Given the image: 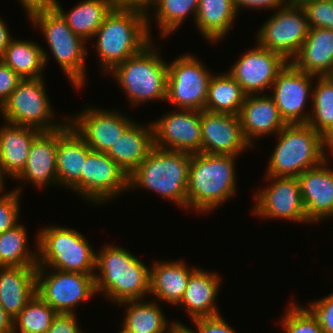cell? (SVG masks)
<instances>
[{"label": "cell", "instance_id": "obj_1", "mask_svg": "<svg viewBox=\"0 0 333 333\" xmlns=\"http://www.w3.org/2000/svg\"><path fill=\"white\" fill-rule=\"evenodd\" d=\"M149 15L139 9L113 8L105 17L93 36L104 75L152 42Z\"/></svg>", "mask_w": 333, "mask_h": 333}, {"label": "cell", "instance_id": "obj_2", "mask_svg": "<svg viewBox=\"0 0 333 333\" xmlns=\"http://www.w3.org/2000/svg\"><path fill=\"white\" fill-rule=\"evenodd\" d=\"M236 157L202 152L191 154L187 208L208 213L236 194Z\"/></svg>", "mask_w": 333, "mask_h": 333}, {"label": "cell", "instance_id": "obj_3", "mask_svg": "<svg viewBox=\"0 0 333 333\" xmlns=\"http://www.w3.org/2000/svg\"><path fill=\"white\" fill-rule=\"evenodd\" d=\"M104 248V249H103ZM96 254L95 289L116 304L141 299L150 288V267L121 246L106 245Z\"/></svg>", "mask_w": 333, "mask_h": 333}, {"label": "cell", "instance_id": "obj_4", "mask_svg": "<svg viewBox=\"0 0 333 333\" xmlns=\"http://www.w3.org/2000/svg\"><path fill=\"white\" fill-rule=\"evenodd\" d=\"M269 160L266 176L298 177L327 160L330 143L308 123L286 124Z\"/></svg>", "mask_w": 333, "mask_h": 333}, {"label": "cell", "instance_id": "obj_5", "mask_svg": "<svg viewBox=\"0 0 333 333\" xmlns=\"http://www.w3.org/2000/svg\"><path fill=\"white\" fill-rule=\"evenodd\" d=\"M191 154L154 146L129 175V188L155 191L182 208L187 207V185Z\"/></svg>", "mask_w": 333, "mask_h": 333}, {"label": "cell", "instance_id": "obj_6", "mask_svg": "<svg viewBox=\"0 0 333 333\" xmlns=\"http://www.w3.org/2000/svg\"><path fill=\"white\" fill-rule=\"evenodd\" d=\"M37 266L65 272L96 273V254L89 241L75 229L47 226L37 235Z\"/></svg>", "mask_w": 333, "mask_h": 333}, {"label": "cell", "instance_id": "obj_7", "mask_svg": "<svg viewBox=\"0 0 333 333\" xmlns=\"http://www.w3.org/2000/svg\"><path fill=\"white\" fill-rule=\"evenodd\" d=\"M147 45L140 53L116 65L109 74L116 77L131 105L154 99L165 101L168 67L157 50Z\"/></svg>", "mask_w": 333, "mask_h": 333}, {"label": "cell", "instance_id": "obj_8", "mask_svg": "<svg viewBox=\"0 0 333 333\" xmlns=\"http://www.w3.org/2000/svg\"><path fill=\"white\" fill-rule=\"evenodd\" d=\"M31 22L42 31L50 50L62 71L76 89L85 84L86 41L76 35L55 10L38 11L29 16Z\"/></svg>", "mask_w": 333, "mask_h": 333}, {"label": "cell", "instance_id": "obj_9", "mask_svg": "<svg viewBox=\"0 0 333 333\" xmlns=\"http://www.w3.org/2000/svg\"><path fill=\"white\" fill-rule=\"evenodd\" d=\"M44 78L22 79L9 99L0 108L5 122L28 126L39 131H52L62 127L54 123V110L46 94ZM51 121V122H50Z\"/></svg>", "mask_w": 333, "mask_h": 333}, {"label": "cell", "instance_id": "obj_10", "mask_svg": "<svg viewBox=\"0 0 333 333\" xmlns=\"http://www.w3.org/2000/svg\"><path fill=\"white\" fill-rule=\"evenodd\" d=\"M274 13L258 30L256 41L261 47L279 53L290 62L307 38V16L297 0H290Z\"/></svg>", "mask_w": 333, "mask_h": 333}, {"label": "cell", "instance_id": "obj_11", "mask_svg": "<svg viewBox=\"0 0 333 333\" xmlns=\"http://www.w3.org/2000/svg\"><path fill=\"white\" fill-rule=\"evenodd\" d=\"M37 266L36 293L57 313L73 314L75 306L97 294L95 273L65 272Z\"/></svg>", "mask_w": 333, "mask_h": 333}, {"label": "cell", "instance_id": "obj_12", "mask_svg": "<svg viewBox=\"0 0 333 333\" xmlns=\"http://www.w3.org/2000/svg\"><path fill=\"white\" fill-rule=\"evenodd\" d=\"M190 54L167 64L166 100L179 109L204 110L212 73Z\"/></svg>", "mask_w": 333, "mask_h": 333}, {"label": "cell", "instance_id": "obj_13", "mask_svg": "<svg viewBox=\"0 0 333 333\" xmlns=\"http://www.w3.org/2000/svg\"><path fill=\"white\" fill-rule=\"evenodd\" d=\"M129 188V176L105 152L91 150L81 172V196L103 204Z\"/></svg>", "mask_w": 333, "mask_h": 333}, {"label": "cell", "instance_id": "obj_14", "mask_svg": "<svg viewBox=\"0 0 333 333\" xmlns=\"http://www.w3.org/2000/svg\"><path fill=\"white\" fill-rule=\"evenodd\" d=\"M266 180H270V186L259 190L255 195L253 214L263 219H287L309 224L297 177L266 176Z\"/></svg>", "mask_w": 333, "mask_h": 333}, {"label": "cell", "instance_id": "obj_15", "mask_svg": "<svg viewBox=\"0 0 333 333\" xmlns=\"http://www.w3.org/2000/svg\"><path fill=\"white\" fill-rule=\"evenodd\" d=\"M178 110L180 111H171L151 122L154 146L190 154L202 152L201 111Z\"/></svg>", "mask_w": 333, "mask_h": 333}, {"label": "cell", "instance_id": "obj_16", "mask_svg": "<svg viewBox=\"0 0 333 333\" xmlns=\"http://www.w3.org/2000/svg\"><path fill=\"white\" fill-rule=\"evenodd\" d=\"M316 76L297 69L291 62L278 73L271 88L274 102L287 124L307 123L310 113L305 112L307 99L312 96V80ZM305 112V113H304Z\"/></svg>", "mask_w": 333, "mask_h": 333}, {"label": "cell", "instance_id": "obj_17", "mask_svg": "<svg viewBox=\"0 0 333 333\" xmlns=\"http://www.w3.org/2000/svg\"><path fill=\"white\" fill-rule=\"evenodd\" d=\"M256 45L244 53L228 72L246 95L263 94L267 88L271 89L278 73L288 63L279 53L258 43Z\"/></svg>", "mask_w": 333, "mask_h": 333}, {"label": "cell", "instance_id": "obj_18", "mask_svg": "<svg viewBox=\"0 0 333 333\" xmlns=\"http://www.w3.org/2000/svg\"><path fill=\"white\" fill-rule=\"evenodd\" d=\"M85 109L67 120L93 151L106 153L134 122L116 110Z\"/></svg>", "mask_w": 333, "mask_h": 333}, {"label": "cell", "instance_id": "obj_19", "mask_svg": "<svg viewBox=\"0 0 333 333\" xmlns=\"http://www.w3.org/2000/svg\"><path fill=\"white\" fill-rule=\"evenodd\" d=\"M200 124L202 153L238 156L251 147L238 115L201 110Z\"/></svg>", "mask_w": 333, "mask_h": 333}, {"label": "cell", "instance_id": "obj_20", "mask_svg": "<svg viewBox=\"0 0 333 333\" xmlns=\"http://www.w3.org/2000/svg\"><path fill=\"white\" fill-rule=\"evenodd\" d=\"M328 161L297 177L306 217L311 223L333 217V170L327 168Z\"/></svg>", "mask_w": 333, "mask_h": 333}, {"label": "cell", "instance_id": "obj_21", "mask_svg": "<svg viewBox=\"0 0 333 333\" xmlns=\"http://www.w3.org/2000/svg\"><path fill=\"white\" fill-rule=\"evenodd\" d=\"M59 127L56 150V171L58 184L66 186L81 195V172L87 154L91 151L85 140L73 129L68 120Z\"/></svg>", "mask_w": 333, "mask_h": 333}, {"label": "cell", "instance_id": "obj_22", "mask_svg": "<svg viewBox=\"0 0 333 333\" xmlns=\"http://www.w3.org/2000/svg\"><path fill=\"white\" fill-rule=\"evenodd\" d=\"M246 95L239 113V119L245 140L254 145V139L269 134H277L287 123L272 96L265 93ZM258 137V138H257Z\"/></svg>", "mask_w": 333, "mask_h": 333}, {"label": "cell", "instance_id": "obj_23", "mask_svg": "<svg viewBox=\"0 0 333 333\" xmlns=\"http://www.w3.org/2000/svg\"><path fill=\"white\" fill-rule=\"evenodd\" d=\"M59 128L41 131L33 140L24 170L15 178L32 182L38 188L55 183L58 185L56 171V150Z\"/></svg>", "mask_w": 333, "mask_h": 333}, {"label": "cell", "instance_id": "obj_24", "mask_svg": "<svg viewBox=\"0 0 333 333\" xmlns=\"http://www.w3.org/2000/svg\"><path fill=\"white\" fill-rule=\"evenodd\" d=\"M0 129V175L15 179L25 168L34 138L41 132L35 128L4 122Z\"/></svg>", "mask_w": 333, "mask_h": 333}, {"label": "cell", "instance_id": "obj_25", "mask_svg": "<svg viewBox=\"0 0 333 333\" xmlns=\"http://www.w3.org/2000/svg\"><path fill=\"white\" fill-rule=\"evenodd\" d=\"M37 266L0 267V304L13 319L36 294Z\"/></svg>", "mask_w": 333, "mask_h": 333}, {"label": "cell", "instance_id": "obj_26", "mask_svg": "<svg viewBox=\"0 0 333 333\" xmlns=\"http://www.w3.org/2000/svg\"><path fill=\"white\" fill-rule=\"evenodd\" d=\"M221 277L217 273L196 269L189 277L184 295L176 305H181L190 319L220 315L216 305Z\"/></svg>", "mask_w": 333, "mask_h": 333}, {"label": "cell", "instance_id": "obj_27", "mask_svg": "<svg viewBox=\"0 0 333 333\" xmlns=\"http://www.w3.org/2000/svg\"><path fill=\"white\" fill-rule=\"evenodd\" d=\"M146 126L134 121L106 152L128 176L154 147L152 123Z\"/></svg>", "mask_w": 333, "mask_h": 333}, {"label": "cell", "instance_id": "obj_28", "mask_svg": "<svg viewBox=\"0 0 333 333\" xmlns=\"http://www.w3.org/2000/svg\"><path fill=\"white\" fill-rule=\"evenodd\" d=\"M290 62L307 74L328 76L333 69V31L309 28L300 51Z\"/></svg>", "mask_w": 333, "mask_h": 333}, {"label": "cell", "instance_id": "obj_29", "mask_svg": "<svg viewBox=\"0 0 333 333\" xmlns=\"http://www.w3.org/2000/svg\"><path fill=\"white\" fill-rule=\"evenodd\" d=\"M197 267L189 268L184 261H156L150 268L149 294L157 300L177 305L187 286L190 275Z\"/></svg>", "mask_w": 333, "mask_h": 333}, {"label": "cell", "instance_id": "obj_30", "mask_svg": "<svg viewBox=\"0 0 333 333\" xmlns=\"http://www.w3.org/2000/svg\"><path fill=\"white\" fill-rule=\"evenodd\" d=\"M237 16L232 0H199L195 25L209 42L222 40Z\"/></svg>", "mask_w": 333, "mask_h": 333}, {"label": "cell", "instance_id": "obj_31", "mask_svg": "<svg viewBox=\"0 0 333 333\" xmlns=\"http://www.w3.org/2000/svg\"><path fill=\"white\" fill-rule=\"evenodd\" d=\"M58 1L55 10L66 21L71 30L85 41L93 40L94 34L105 17L113 9L111 0H85L76 5L69 13L64 12Z\"/></svg>", "mask_w": 333, "mask_h": 333}, {"label": "cell", "instance_id": "obj_32", "mask_svg": "<svg viewBox=\"0 0 333 333\" xmlns=\"http://www.w3.org/2000/svg\"><path fill=\"white\" fill-rule=\"evenodd\" d=\"M47 54L38 43L13 38L0 59L22 79L39 78L48 63Z\"/></svg>", "mask_w": 333, "mask_h": 333}, {"label": "cell", "instance_id": "obj_33", "mask_svg": "<svg viewBox=\"0 0 333 333\" xmlns=\"http://www.w3.org/2000/svg\"><path fill=\"white\" fill-rule=\"evenodd\" d=\"M142 299L127 300L118 305H127L122 327L133 333H165L169 331L174 321L169 325L164 312L156 301Z\"/></svg>", "mask_w": 333, "mask_h": 333}, {"label": "cell", "instance_id": "obj_34", "mask_svg": "<svg viewBox=\"0 0 333 333\" xmlns=\"http://www.w3.org/2000/svg\"><path fill=\"white\" fill-rule=\"evenodd\" d=\"M246 94L240 84L229 74L212 75L204 110L239 115Z\"/></svg>", "mask_w": 333, "mask_h": 333}, {"label": "cell", "instance_id": "obj_35", "mask_svg": "<svg viewBox=\"0 0 333 333\" xmlns=\"http://www.w3.org/2000/svg\"><path fill=\"white\" fill-rule=\"evenodd\" d=\"M316 79L311 96L313 112L307 123L330 143L333 140V81L329 76H316Z\"/></svg>", "mask_w": 333, "mask_h": 333}, {"label": "cell", "instance_id": "obj_36", "mask_svg": "<svg viewBox=\"0 0 333 333\" xmlns=\"http://www.w3.org/2000/svg\"><path fill=\"white\" fill-rule=\"evenodd\" d=\"M27 235L26 228L20 222L0 234V267L37 266V250L35 253L29 251Z\"/></svg>", "mask_w": 333, "mask_h": 333}, {"label": "cell", "instance_id": "obj_37", "mask_svg": "<svg viewBox=\"0 0 333 333\" xmlns=\"http://www.w3.org/2000/svg\"><path fill=\"white\" fill-rule=\"evenodd\" d=\"M56 314L36 293L13 319V333H47Z\"/></svg>", "mask_w": 333, "mask_h": 333}, {"label": "cell", "instance_id": "obj_38", "mask_svg": "<svg viewBox=\"0 0 333 333\" xmlns=\"http://www.w3.org/2000/svg\"><path fill=\"white\" fill-rule=\"evenodd\" d=\"M152 5L155 9L156 24L159 25L160 34L164 38L180 27L189 14L193 13L195 19L199 0H154Z\"/></svg>", "mask_w": 333, "mask_h": 333}, {"label": "cell", "instance_id": "obj_39", "mask_svg": "<svg viewBox=\"0 0 333 333\" xmlns=\"http://www.w3.org/2000/svg\"><path fill=\"white\" fill-rule=\"evenodd\" d=\"M279 322L284 333H324L318 319L307 307L291 303Z\"/></svg>", "mask_w": 333, "mask_h": 333}, {"label": "cell", "instance_id": "obj_40", "mask_svg": "<svg viewBox=\"0 0 333 333\" xmlns=\"http://www.w3.org/2000/svg\"><path fill=\"white\" fill-rule=\"evenodd\" d=\"M305 10L309 28L333 31V0H297Z\"/></svg>", "mask_w": 333, "mask_h": 333}, {"label": "cell", "instance_id": "obj_41", "mask_svg": "<svg viewBox=\"0 0 333 333\" xmlns=\"http://www.w3.org/2000/svg\"><path fill=\"white\" fill-rule=\"evenodd\" d=\"M21 186L0 195V234L19 223Z\"/></svg>", "mask_w": 333, "mask_h": 333}, {"label": "cell", "instance_id": "obj_42", "mask_svg": "<svg viewBox=\"0 0 333 333\" xmlns=\"http://www.w3.org/2000/svg\"><path fill=\"white\" fill-rule=\"evenodd\" d=\"M309 305L308 308L318 319L324 333H333V293Z\"/></svg>", "mask_w": 333, "mask_h": 333}, {"label": "cell", "instance_id": "obj_43", "mask_svg": "<svg viewBox=\"0 0 333 333\" xmlns=\"http://www.w3.org/2000/svg\"><path fill=\"white\" fill-rule=\"evenodd\" d=\"M195 324L196 333H237L231 325L220 315L200 317L191 320Z\"/></svg>", "mask_w": 333, "mask_h": 333}, {"label": "cell", "instance_id": "obj_44", "mask_svg": "<svg viewBox=\"0 0 333 333\" xmlns=\"http://www.w3.org/2000/svg\"><path fill=\"white\" fill-rule=\"evenodd\" d=\"M21 80L22 78L0 59V108Z\"/></svg>", "mask_w": 333, "mask_h": 333}, {"label": "cell", "instance_id": "obj_45", "mask_svg": "<svg viewBox=\"0 0 333 333\" xmlns=\"http://www.w3.org/2000/svg\"><path fill=\"white\" fill-rule=\"evenodd\" d=\"M76 314L57 313L47 333H84L78 326ZM80 329V330H79Z\"/></svg>", "mask_w": 333, "mask_h": 333}, {"label": "cell", "instance_id": "obj_46", "mask_svg": "<svg viewBox=\"0 0 333 333\" xmlns=\"http://www.w3.org/2000/svg\"><path fill=\"white\" fill-rule=\"evenodd\" d=\"M235 11L238 13L240 7L249 9H277L284 7L290 0H232Z\"/></svg>", "mask_w": 333, "mask_h": 333}, {"label": "cell", "instance_id": "obj_47", "mask_svg": "<svg viewBox=\"0 0 333 333\" xmlns=\"http://www.w3.org/2000/svg\"><path fill=\"white\" fill-rule=\"evenodd\" d=\"M28 17L38 11L53 10L57 0H19Z\"/></svg>", "mask_w": 333, "mask_h": 333}, {"label": "cell", "instance_id": "obj_48", "mask_svg": "<svg viewBox=\"0 0 333 333\" xmlns=\"http://www.w3.org/2000/svg\"><path fill=\"white\" fill-rule=\"evenodd\" d=\"M113 8L139 9L148 14L154 0H111Z\"/></svg>", "mask_w": 333, "mask_h": 333}, {"label": "cell", "instance_id": "obj_49", "mask_svg": "<svg viewBox=\"0 0 333 333\" xmlns=\"http://www.w3.org/2000/svg\"><path fill=\"white\" fill-rule=\"evenodd\" d=\"M8 26L5 21L0 18V58L4 55L6 48L9 46L10 41L13 39Z\"/></svg>", "mask_w": 333, "mask_h": 333}, {"label": "cell", "instance_id": "obj_50", "mask_svg": "<svg viewBox=\"0 0 333 333\" xmlns=\"http://www.w3.org/2000/svg\"><path fill=\"white\" fill-rule=\"evenodd\" d=\"M0 333H13V318L8 315L0 304Z\"/></svg>", "mask_w": 333, "mask_h": 333}, {"label": "cell", "instance_id": "obj_51", "mask_svg": "<svg viewBox=\"0 0 333 333\" xmlns=\"http://www.w3.org/2000/svg\"><path fill=\"white\" fill-rule=\"evenodd\" d=\"M184 323L178 322L177 320L172 324L169 329V333H196L195 330L188 328L183 325Z\"/></svg>", "mask_w": 333, "mask_h": 333}, {"label": "cell", "instance_id": "obj_52", "mask_svg": "<svg viewBox=\"0 0 333 333\" xmlns=\"http://www.w3.org/2000/svg\"><path fill=\"white\" fill-rule=\"evenodd\" d=\"M4 181H5V180H4V179L1 177V175H0V192H2L3 190H5V189H4V186H5V185H3V184H5Z\"/></svg>", "mask_w": 333, "mask_h": 333}, {"label": "cell", "instance_id": "obj_53", "mask_svg": "<svg viewBox=\"0 0 333 333\" xmlns=\"http://www.w3.org/2000/svg\"><path fill=\"white\" fill-rule=\"evenodd\" d=\"M122 329H123V330H122ZM122 329H121V331L118 332V333H133V332L127 330L125 327H123Z\"/></svg>", "mask_w": 333, "mask_h": 333}, {"label": "cell", "instance_id": "obj_54", "mask_svg": "<svg viewBox=\"0 0 333 333\" xmlns=\"http://www.w3.org/2000/svg\"><path fill=\"white\" fill-rule=\"evenodd\" d=\"M333 155V140L330 142V152Z\"/></svg>", "mask_w": 333, "mask_h": 333}, {"label": "cell", "instance_id": "obj_55", "mask_svg": "<svg viewBox=\"0 0 333 333\" xmlns=\"http://www.w3.org/2000/svg\"><path fill=\"white\" fill-rule=\"evenodd\" d=\"M330 77V79L333 81V69L331 71V73L328 75Z\"/></svg>", "mask_w": 333, "mask_h": 333}]
</instances>
